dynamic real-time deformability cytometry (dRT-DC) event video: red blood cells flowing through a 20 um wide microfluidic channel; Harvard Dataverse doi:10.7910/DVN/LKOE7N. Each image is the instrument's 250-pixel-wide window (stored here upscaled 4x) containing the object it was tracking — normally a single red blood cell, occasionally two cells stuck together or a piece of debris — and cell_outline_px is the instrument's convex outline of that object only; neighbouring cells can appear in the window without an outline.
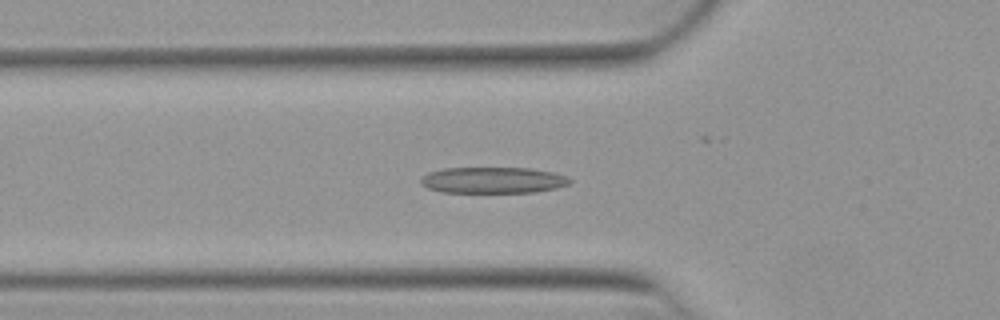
{"species": "Egyptian fruit bat (a non-hibernating species)", "species_latin": "Rousettus aegyptiacus", "temperature_condition": "warm", "stored_images_in_passage": 52, "segment_of_instrument_passage": [1, 2], "camera_frame_rate_fps": 3000, "um_per_image_px": 0.085, "animal": {"sex": "female"}, "frame": {"image": 1, "passage_image": 17, "time_ms": 5.333, "image_size_px": [1000, 320], "cell_outline_px": [[572, 180], [568, 184], [556, 188], [536, 192], [440, 192], [428, 188], [420, 184], [420, 180], [428, 172], [444, 168], [528, 168], [552, 172], [568, 176]], "centroid_in_image_um": [41.9, 15.31], "position_along_channel_um": 83.9, "area_um2": 22.72}}
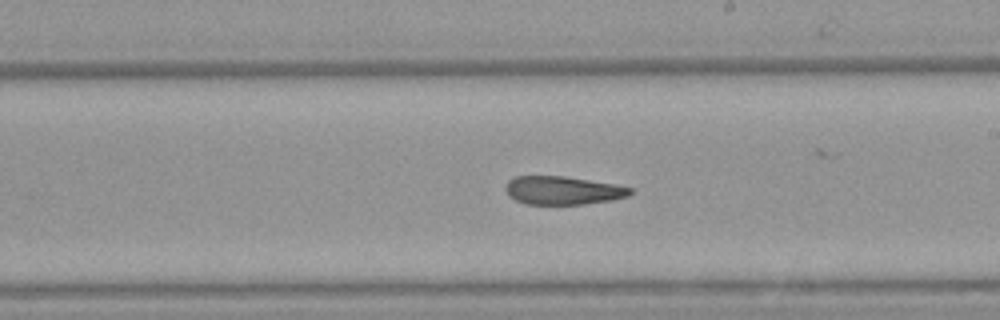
{"frame": {"image": 2, "passage_image": 29, "time_ms": 9.333, "image_size_px": [1000, 320], "cell_outline_px": [[632, 192], [628, 196], [612, 200], [584, 204], [524, 204], [516, 200], [504, 188], [508, 180], [516, 176], [564, 176], [616, 184], [632, 188]], "centroid_in_image_um": [47.86, 16.18], "position_along_channel_um": 241.1, "area_um2": 20.52}}
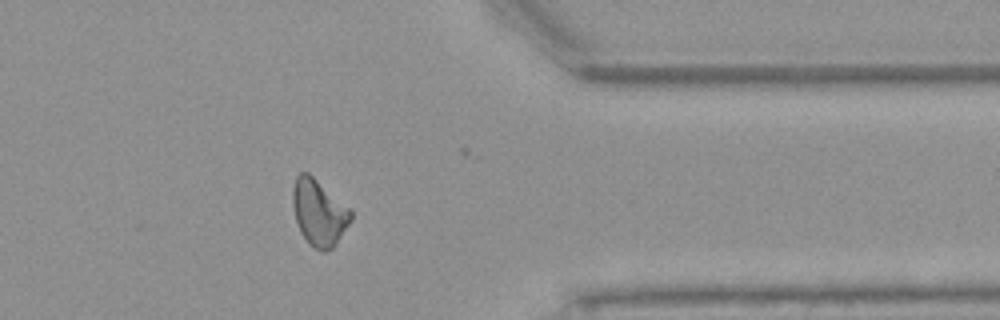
{"frame": {"image": 3, "passage_image": 41, "time_ms": 13.333, "image_size_px": [1000, 320], "cell_outline_px": [[352, 220], [332, 248], [324, 252], [320, 252], [312, 248], [308, 244], [300, 232], [296, 220], [292, 204], [292, 192], [296, 176], [300, 172], [308, 172], [352, 208]], "centroid_in_image_um": [27.12, 18.07], "position_along_channel_um": 384.3, "area_um2": 22.83}}